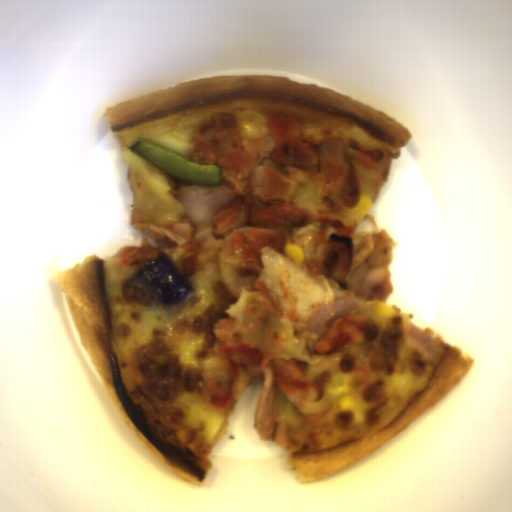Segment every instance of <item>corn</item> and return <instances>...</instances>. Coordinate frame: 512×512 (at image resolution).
<instances>
[{"mask_svg":"<svg viewBox=\"0 0 512 512\" xmlns=\"http://www.w3.org/2000/svg\"><path fill=\"white\" fill-rule=\"evenodd\" d=\"M285 255L288 256L291 260H293L296 264H298L300 267L305 265L306 260V253L305 250L300 248L299 246L295 244H286L285 248Z\"/></svg>","mask_w":512,"mask_h":512,"instance_id":"obj_1","label":"corn"}]
</instances>
